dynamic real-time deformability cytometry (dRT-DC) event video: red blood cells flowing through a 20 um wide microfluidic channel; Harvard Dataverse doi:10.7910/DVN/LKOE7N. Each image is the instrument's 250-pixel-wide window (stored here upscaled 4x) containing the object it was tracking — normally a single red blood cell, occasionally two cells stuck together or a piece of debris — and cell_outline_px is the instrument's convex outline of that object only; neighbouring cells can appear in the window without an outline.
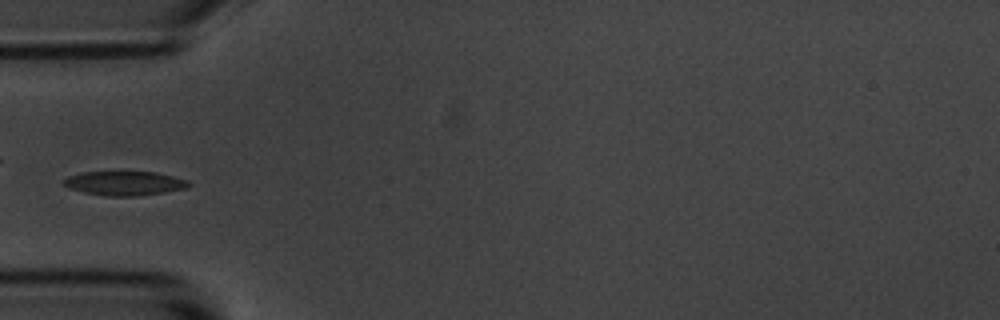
{"species": "common noctule bat (a hibernating species)", "species_latin": "Nyctalus noctula", "temperature_condition": "room temperature", "stored_images_in_passage": 6, "camera_frame_rate_fps": 3000, "um_per_image_px": 0.085, "animal": {"sex": "male", "body_mass_g": 20.1, "forearm_length_mm": 53.5}, "frame": {"image": 1, "passage_image": 4, "time_ms": 3.667, "image_size_px": [1000, 320], "cell_outline_px": [[192, 184], [188, 188], [164, 192], [136, 196], [108, 196], [84, 192], [68, 188], [64, 184], [64, 180], [68, 176], [84, 172], [156, 172], [188, 180]], "centroid_in_image_um": [10.62, 15.58], "position_along_channel_um": 74.4, "area_um2": 17.51}}
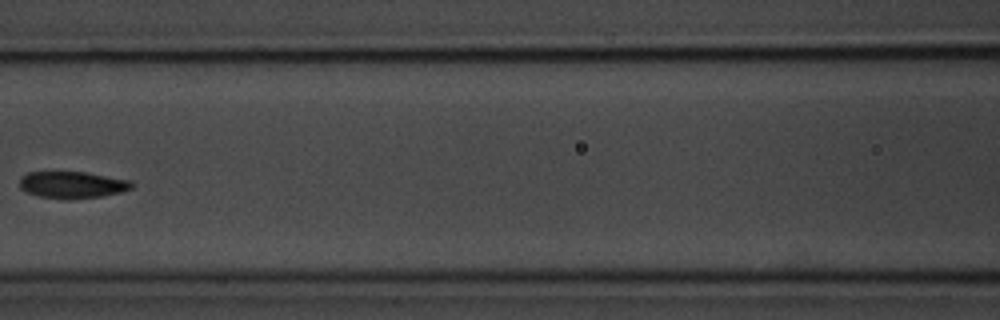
{"frame": {"image": 2, "passage_image": 6, "time_ms": 6.0, "image_size_px": [1000, 320], "cell_outline_px": [[132, 188], [120, 192], [100, 196], [72, 200], [64, 200], [36, 196], [20, 188], [20, 176], [28, 172], [88, 172], [132, 180]], "centroid_in_image_um": [6.13, 15.71], "position_along_channel_um": 160.5, "area_um2": 17.8}}